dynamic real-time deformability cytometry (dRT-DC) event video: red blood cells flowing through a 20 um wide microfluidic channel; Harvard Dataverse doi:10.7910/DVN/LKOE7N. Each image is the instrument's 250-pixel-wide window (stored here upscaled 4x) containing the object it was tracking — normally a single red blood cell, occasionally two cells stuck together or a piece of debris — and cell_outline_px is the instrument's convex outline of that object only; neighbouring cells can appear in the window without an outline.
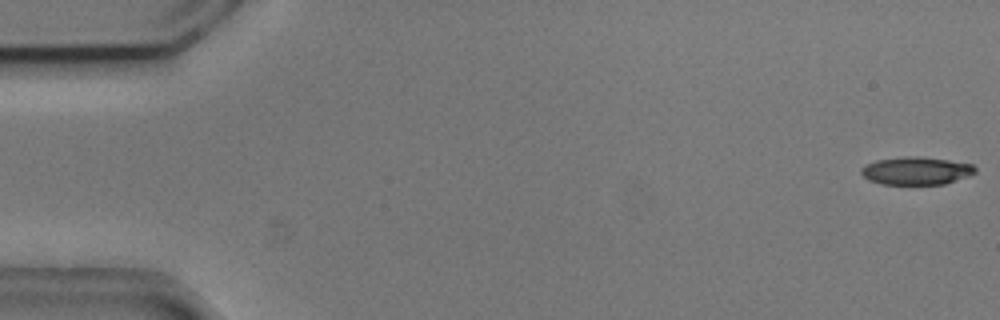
{"species": "common noctule bat (a hibernating species)", "species_latin": "Nyctalus noctula", "temperature_condition": "cold", "stored_images_in_passage": 49, "camera_frame_rate_fps": 3000, "um_per_image_px": 0.085, "animal": {"sex": "male", "body_mass_g": 20.5, "forearm_length_mm": 52.5}, "frame": {"image": 1, "passage_image": 1, "time_ms": 0.0, "image_size_px": [1000, 320], "cell_outline_px": [[976, 172], [968, 176], [944, 184], [880, 184], [868, 180], [860, 172], [860, 168], [864, 164], [876, 160], [908, 156], [924, 156], [972, 164], [976, 168]], "centroid_in_image_um": [77.85, 14.51], "position_along_channel_um": 7.2, "area_um2": 18.61}}
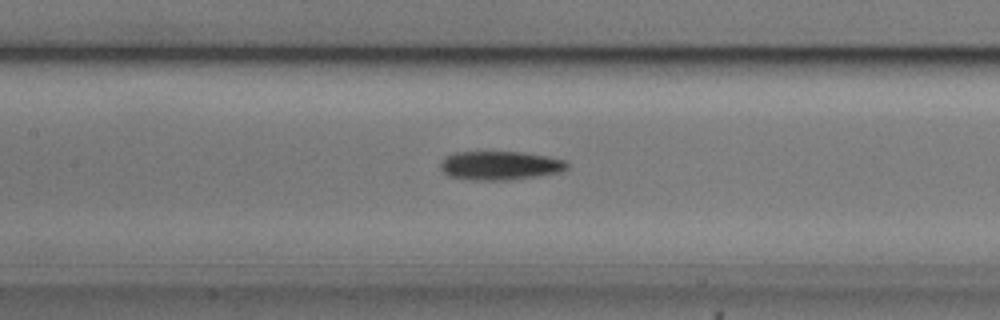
{"frame": {"image": 2, "passage_image": 25, "time_ms": 8.0, "image_size_px": [1000, 320], "cell_outline_px": [[568, 168], [560, 172], [540, 176], [512, 180], [468, 180], [448, 176], [440, 168], [440, 164], [444, 156], [456, 152], [524, 152], [548, 156], [568, 160]], "centroid_in_image_um": [42.53, 14.07], "position_along_channel_um": 164.9, "area_um2": 21.68}}
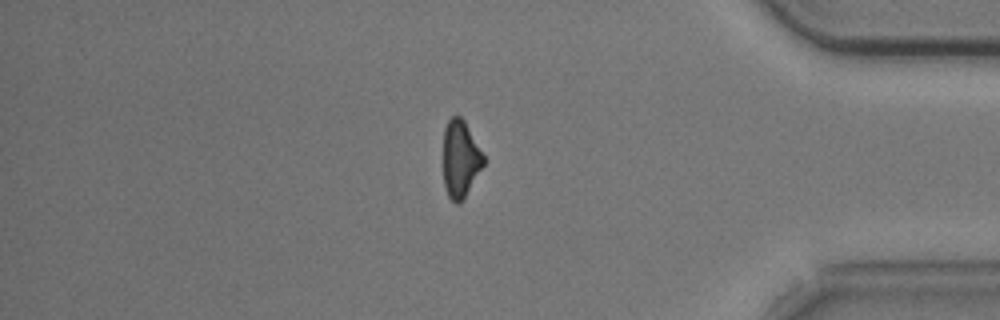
{"frame": {"image": 3, "passage_image": 46, "time_ms": 15.0, "image_size_px": [1000, 320], "cell_outline_px": [[484, 164], [460, 204], [456, 204], [448, 196], [444, 188], [444, 128], [448, 120], [452, 116], [460, 116], [464, 120], [484, 156]], "centroid_in_image_um": [39.12, 13.52], "position_along_channel_um": 396.1, "area_um2": 17.86}}